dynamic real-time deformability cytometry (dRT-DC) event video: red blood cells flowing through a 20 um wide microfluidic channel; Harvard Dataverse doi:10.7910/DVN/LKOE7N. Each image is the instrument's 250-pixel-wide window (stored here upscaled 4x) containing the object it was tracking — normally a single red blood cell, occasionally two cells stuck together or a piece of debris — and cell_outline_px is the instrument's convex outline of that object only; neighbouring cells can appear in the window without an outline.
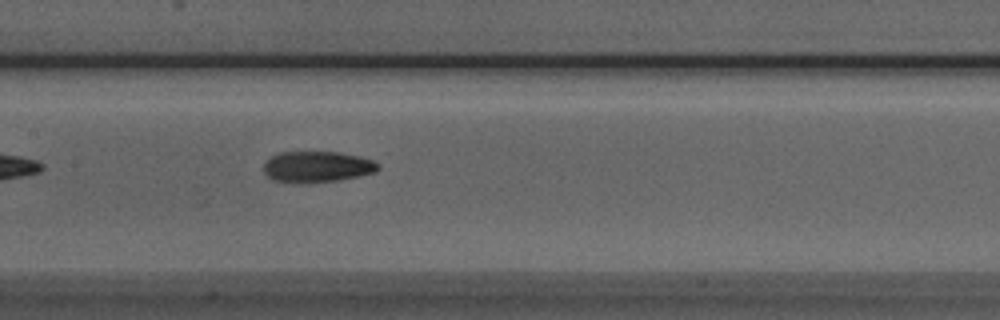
{"species": "Egyptian fruit bat (a non-hibernating species)", "species_latin": "Rousettus aegyptiacus", "temperature_condition": "room temperature", "stored_images_in_passage": 35, "camera_frame_rate_fps": 3000, "um_per_image_px": 0.085, "animal": {"sex": "male"}, "frame": {"image": 1, "passage_image": 9, "time_ms": 2.667, "image_size_px": [1000, 320], "cell_outline_px": [[380, 168], [376, 172], [336, 180], [304, 184], [296, 184], [272, 180], [264, 172], [264, 160], [280, 152], [340, 152], [360, 156], [372, 160], [380, 164]], "centroid_in_image_um": [26.92, 14.18], "position_along_channel_um": 180.5, "area_um2": 20.98}}
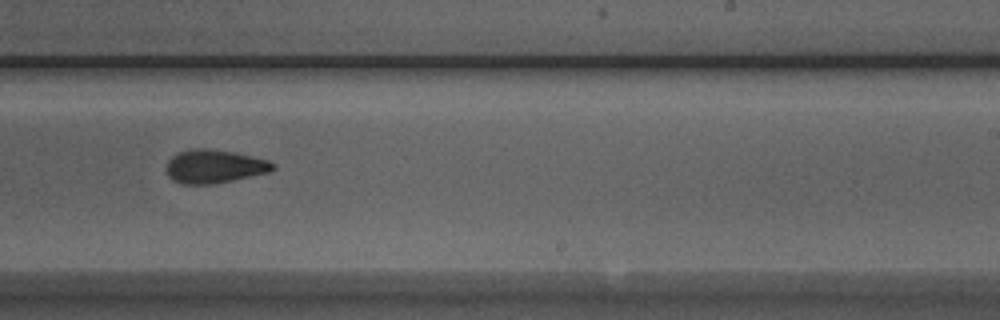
{"frame": {"image": 2, "passage_image": 16, "time_ms": 5.0, "image_size_px": [1000, 320], "cell_outline_px": [[276, 168], [268, 172], [232, 180], [208, 184], [184, 184], [172, 180], [168, 176], [168, 160], [172, 156], [188, 148], [204, 148], [236, 152], [268, 160], [276, 164]], "centroid_in_image_um": [18.23, 14.13], "position_along_channel_um": 270.8, "area_um2": 20.63}}
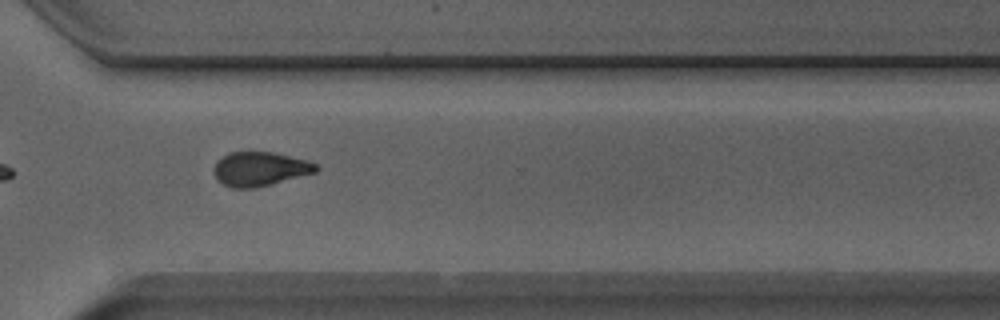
{"frame": {"image": 3, "passage_image": 22, "time_ms": 7.0, "image_size_px": [1000, 320], "cell_outline_px": [[320, 168], [316, 172], [252, 188], [232, 188], [224, 184], [212, 172], [216, 160], [228, 152], [272, 152], [308, 160], [316, 164]], "centroid_in_image_um": [22.07, 14.34], "position_along_channel_um": 348.5, "area_um2": 20.11}}